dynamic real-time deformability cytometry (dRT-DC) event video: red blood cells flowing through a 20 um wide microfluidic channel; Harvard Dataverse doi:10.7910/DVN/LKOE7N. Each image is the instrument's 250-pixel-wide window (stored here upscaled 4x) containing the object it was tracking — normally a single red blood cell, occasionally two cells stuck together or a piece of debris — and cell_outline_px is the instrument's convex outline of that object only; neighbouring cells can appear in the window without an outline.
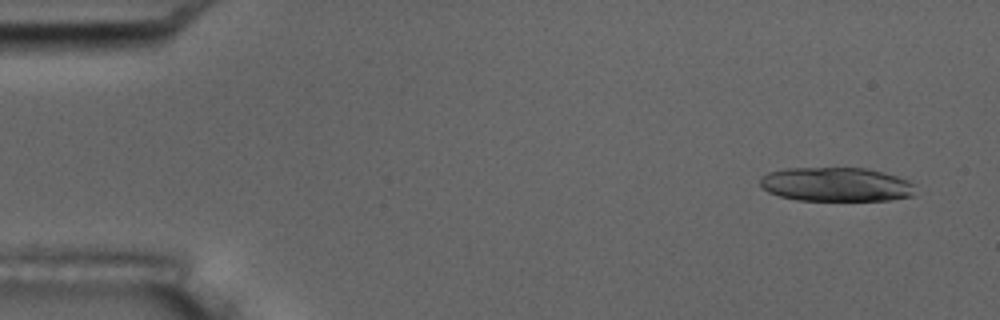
{"species": "common noctule bat (a hibernating species)", "species_latin": "Nyctalus noctula", "temperature_condition": "room temperature", "stored_images_in_passage": 6, "camera_frame_rate_fps": 3000, "um_per_image_px": 0.085, "animal": {"sex": "male", "body_mass_g": 17.5, "forearm_length_mm": 52.3}, "frame": {"image": 1, "passage_image": 1, "time_ms": 0.0, "image_size_px": [1000, 320], "cell_outline_px": [[912, 196], [888, 200], [796, 200], [780, 196], [768, 192], [760, 184], [760, 176], [768, 172], [784, 168], [868, 168], [896, 176], [908, 180], [912, 184]], "centroid_in_image_um": [71.01, 15.67], "position_along_channel_um": 14.0, "area_um2": 30.69}}